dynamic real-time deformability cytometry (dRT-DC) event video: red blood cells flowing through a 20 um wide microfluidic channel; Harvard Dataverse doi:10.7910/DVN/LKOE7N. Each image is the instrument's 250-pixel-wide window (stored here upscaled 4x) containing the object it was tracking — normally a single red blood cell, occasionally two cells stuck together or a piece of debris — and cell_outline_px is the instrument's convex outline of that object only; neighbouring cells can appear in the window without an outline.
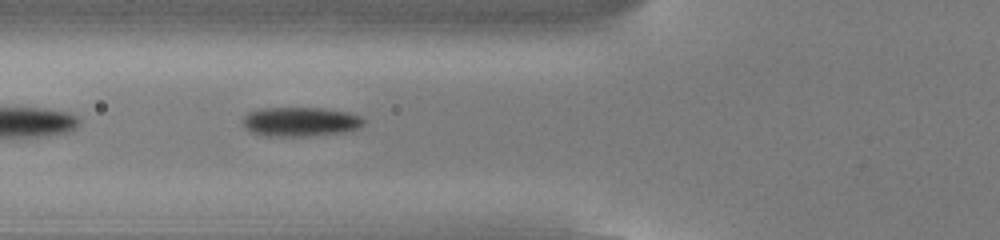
{"species": "common noctule bat (a hibernating species)", "species_latin": "Nyctalus noctula", "temperature_condition": "cold", "stored_images_in_passage": 37, "camera_frame_rate_fps": 3000, "um_per_image_px": 0.085, "animal": {"sex": "male", "body_mass_g": 13.0, "forearm_length_mm": 53.1}, "frame": {"image": 1, "passage_image": 4, "time_ms": 1.0, "image_size_px": [1000, 240], "cell_outline_px": [[364, 124], [360, 128], [344, 132], [304, 136], [264, 136], [252, 132], [244, 128], [244, 116], [248, 112], [260, 108], [324, 108], [348, 112], [360, 116], [364, 120]], "centroid_in_image_um": [25.53, 10.34], "position_along_channel_um": 100.3, "area_um2": 20.69}}
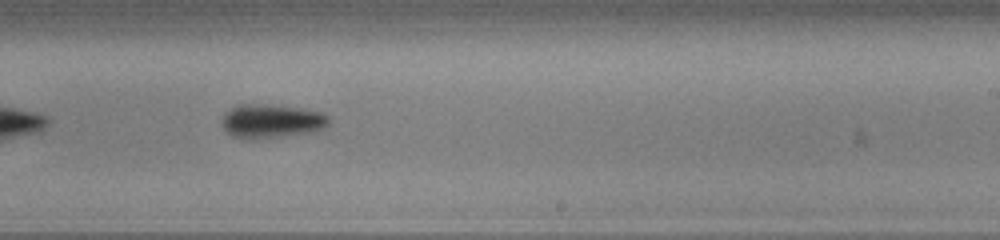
{"frame": {"image": 2, "passage_image": 17, "time_ms": 5.333, "image_size_px": [1000, 240], "cell_outline_px": [[328, 124], [324, 128], [316, 132], [252, 140], [244, 140], [232, 136], [220, 124], [220, 120], [224, 112], [240, 104], [260, 104], [300, 108], [320, 112], [328, 116]], "centroid_in_image_um": [23.03, 10.32], "position_along_channel_um": 266.0, "area_um2": 21.39}}
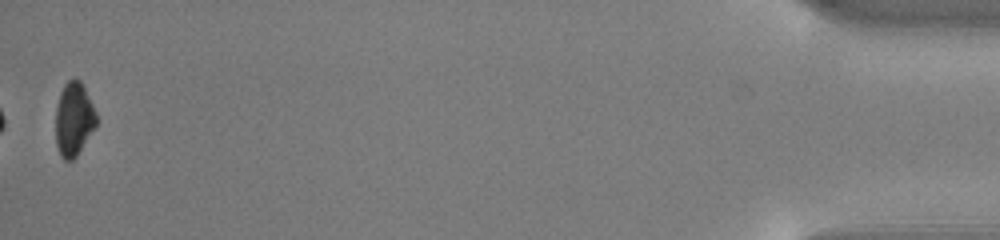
{"frame": {"image": 3, "passage_image": 37, "time_ms": 12.0, "image_size_px": [1000, 240], "cell_outline_px": [[96, 128], [76, 156], [72, 160], [64, 160], [60, 156], [56, 144], [56, 108], [60, 92], [64, 84], [68, 80], [80, 80], [96, 112]], "centroid_in_image_um": [6.27, 10.16], "position_along_channel_um": 428.9, "area_um2": 17.4}, "authors_computed_cell_mechanics": {"area_um2": 20.4034, "velocity_mm_per_s": 3.8234, "shape_relaxation_time_tau1_ms": 11.3635, "shape_relaxation_time_tau2_ms": null, "deformation_change_tau1": 0.3004, "deformation_change_tau2": null}}